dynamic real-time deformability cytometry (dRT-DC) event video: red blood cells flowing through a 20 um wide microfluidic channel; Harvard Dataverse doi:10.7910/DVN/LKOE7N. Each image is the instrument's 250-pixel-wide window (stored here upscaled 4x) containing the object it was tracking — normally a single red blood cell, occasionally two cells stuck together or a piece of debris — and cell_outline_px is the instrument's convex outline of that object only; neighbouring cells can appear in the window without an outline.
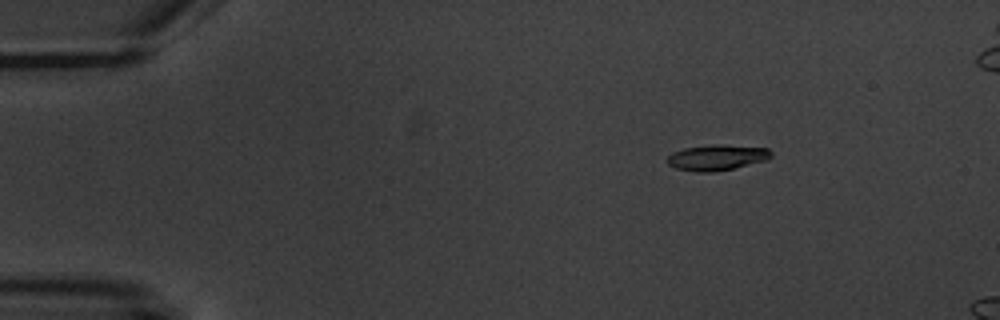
{"species": "common noctule bat (a hibernating species)", "species_latin": "Nyctalus noctula", "temperature_condition": "warm", "stored_images_in_passage": 5, "camera_frame_rate_fps": 3000, "um_per_image_px": 0.085, "animal": {"sex": "male", "body_mass_g": 20.1, "forearm_length_mm": 53.5}, "frame": {"image": 1, "passage_image": 3, "time_ms": 2.333, "image_size_px": [1000, 320], "cell_outline_px": [[772, 156], [768, 160], [732, 168], [712, 172], [696, 172], [676, 168], [668, 164], [668, 156], [672, 152], [684, 148], [716, 144], [720, 144], [768, 148], [772, 152]], "centroid_in_image_um": [60.95, 13.38], "position_along_channel_um": 24.0, "area_um2": 15.49}}